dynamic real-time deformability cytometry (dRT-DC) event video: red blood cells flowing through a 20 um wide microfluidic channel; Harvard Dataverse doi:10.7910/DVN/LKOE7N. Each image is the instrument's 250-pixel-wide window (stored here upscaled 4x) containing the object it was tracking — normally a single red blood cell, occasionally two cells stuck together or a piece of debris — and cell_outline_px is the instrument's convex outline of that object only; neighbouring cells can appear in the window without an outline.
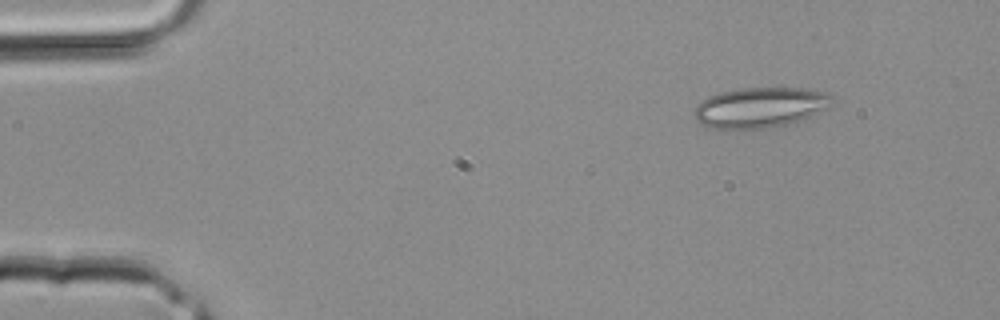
{"species": "common noctule bat (a hibernating species)", "species_latin": "Nyctalus noctula", "temperature_condition": "room temperature", "stored_images_in_passage": 2, "camera_frame_rate_fps": 3000, "um_per_image_px": 0.085, "animal": {"sex": "male", "body_mass_g": 20.4}, "frame": {"image": 1, "passage_image": 1, "time_ms": 0.0, "image_size_px": [1000, 320], "cell_outline_px": [[836, 100], [828, 108], [796, 124], [760, 128], [712, 128], [700, 124], [696, 120], [692, 112], [708, 96], [720, 92], [740, 88], [804, 88], [828, 92]], "centroid_in_image_um": [64.69, 9.13], "position_along_channel_um": 20.3, "area_um2": 32.77}}